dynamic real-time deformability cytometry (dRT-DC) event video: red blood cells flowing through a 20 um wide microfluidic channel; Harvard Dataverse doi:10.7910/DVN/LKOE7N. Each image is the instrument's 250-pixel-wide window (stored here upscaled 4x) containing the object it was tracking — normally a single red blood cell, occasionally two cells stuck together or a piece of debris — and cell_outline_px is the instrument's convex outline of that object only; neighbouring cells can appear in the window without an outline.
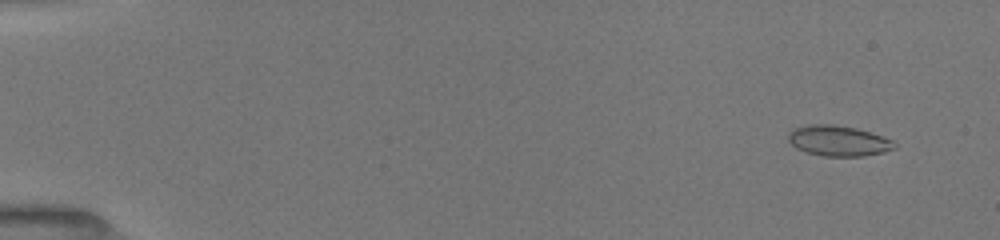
{"species": "common noctule bat (a hibernating species)", "species_latin": "Nyctalus noctula", "temperature_condition": "room temperature", "stored_images_in_passage": 75, "camera_frame_rate_fps": 3000, "um_per_image_px": 0.085, "animal": {"sex": "female", "body_mass_g": 19.5, "forearm_length_mm": 54.1}, "frame": {"image": 1, "passage_image": 7, "time_ms": 1.0, "image_size_px": [1000, 240], "cell_outline_px": [[896, 148], [884, 152], [864, 156], [824, 156], [804, 152], [796, 148], [788, 140], [788, 132], [792, 128], [808, 124], [832, 124], [856, 128], [892, 140], [896, 144]], "centroid_in_image_um": [71.22, 11.97], "position_along_channel_um": 13.8, "area_um2": 18.96}}
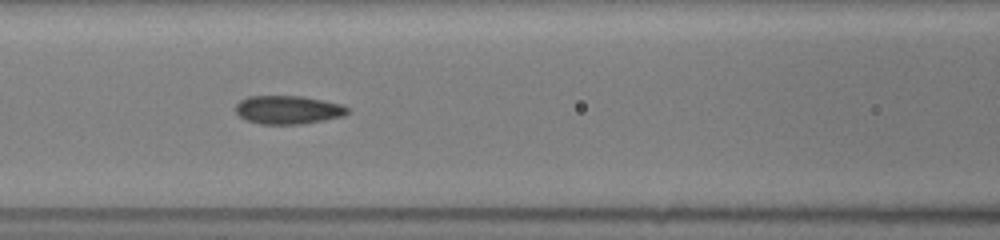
{"frame": {"image": 2, "passage_image": 41, "time_ms": 7.667, "image_size_px": [1000, 240], "cell_outline_px": [[348, 112], [344, 116], [324, 120], [300, 124], [260, 124], [248, 120], [240, 116], [236, 112], [236, 104], [240, 100], [248, 96], [300, 96], [324, 100], [340, 104], [348, 108]], "centroid_in_image_um": [24.48, 9.33], "position_along_channel_um": 142.1, "area_um2": 18.44}}
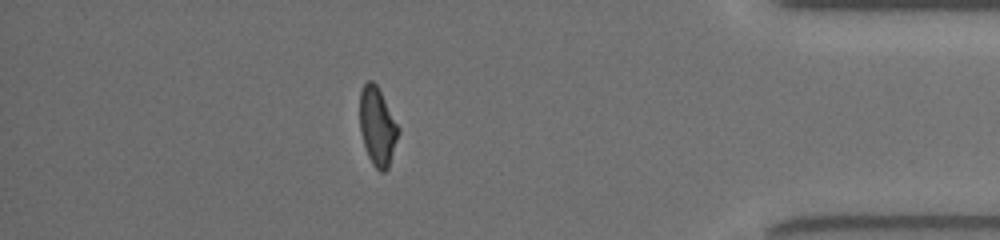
{"frame": {"image": 3, "passage_image": 67, "time_ms": 15.0, "image_size_px": [1000, 240], "cell_outline_px": [[400, 132], [388, 168], [384, 172], [380, 172], [372, 164], [368, 156], [360, 132], [360, 92], [364, 84], [368, 80], [372, 80], [380, 88], [400, 128]], "centroid_in_image_um": [32.1, 10.73], "position_along_channel_um": 403.1, "area_um2": 17.86}, "authors_computed_cell_mechanics": {"area_um2": 18.4382, "velocity_mm_per_s": 4.0153, "shape_relaxation_time_tau1_ms": 6.2323, "shape_relaxation_time_tau2_ms": 1.2719, "deformation_change_tau1": 0.1969, "deformation_change_tau2": 0.0696}}